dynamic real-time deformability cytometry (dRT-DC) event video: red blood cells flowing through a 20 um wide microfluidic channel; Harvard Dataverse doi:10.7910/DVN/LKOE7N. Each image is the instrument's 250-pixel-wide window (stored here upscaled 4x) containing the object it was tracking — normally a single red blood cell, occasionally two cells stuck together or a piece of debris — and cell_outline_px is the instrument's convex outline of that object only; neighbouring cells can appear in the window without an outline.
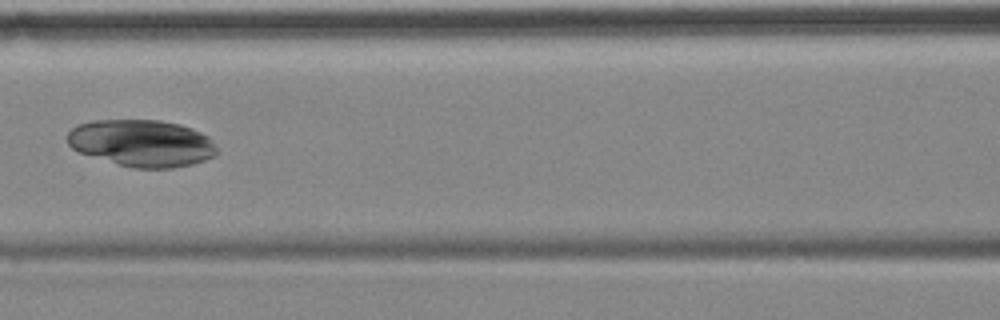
{"species": "common noctule bat (a hibernating species)", "species_latin": "Nyctalus noctula", "temperature_condition": "cold", "stored_images_in_passage": 4, "camera_frame_rate_fps": 3000, "um_per_image_px": 0.085, "animal": {"sex": "female", "body_mass_g": 18.4}, "frame": {"image": 1, "passage_image": 4, "time_ms": 3.667, "image_size_px": [1000, 320], "cell_outline_px": [[216, 152], [212, 156], [204, 160], [192, 164], [172, 168], [136, 168], [120, 164], [80, 152], [72, 148], [68, 144], [68, 132], [76, 124], [92, 120], [160, 120], [180, 124], [192, 128], [208, 136], [216, 148]], "centroid_in_image_um": [12.04, 12.15], "position_along_channel_um": 154.6, "area_um2": 40.58}}